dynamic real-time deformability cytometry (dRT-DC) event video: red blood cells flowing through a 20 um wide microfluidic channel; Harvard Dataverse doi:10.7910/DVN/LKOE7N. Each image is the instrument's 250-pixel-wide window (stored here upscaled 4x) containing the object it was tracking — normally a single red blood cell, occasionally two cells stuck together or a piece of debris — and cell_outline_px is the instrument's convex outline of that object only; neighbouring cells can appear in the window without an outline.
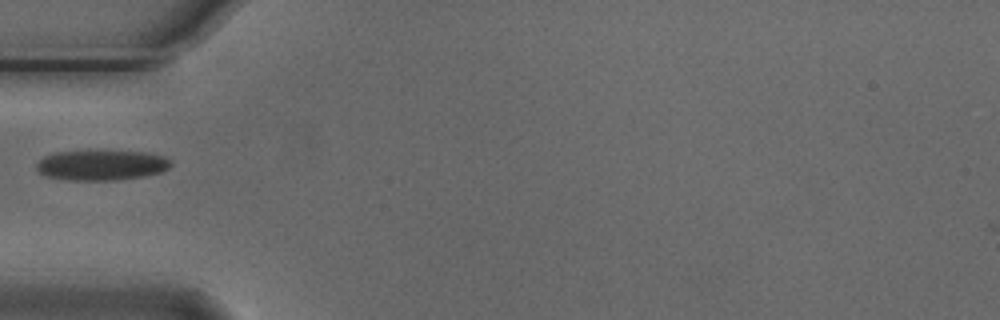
{"species": "Egyptian fruit bat (a non-hibernating species)", "species_latin": "Rousettus aegyptiacus", "temperature_condition": "cold", "stored_images_in_passage": 2, "camera_frame_rate_fps": 3000, "um_per_image_px": 0.085, "animal": {"sex": "male"}, "frame": {"image": 1, "passage_image": 1, "time_ms": 0.0, "image_size_px": [1000, 320], "cell_outline_px": [[172, 164], [168, 168], [160, 172], [144, 176], [116, 180], [68, 180], [48, 176], [40, 172], [36, 168], [36, 164], [44, 156], [56, 152], [104, 148], [148, 152], [164, 156], [172, 160]], "centroid_in_image_um": [8.66, 13.98], "position_along_channel_um": 76.3, "area_um2": 24.62}}
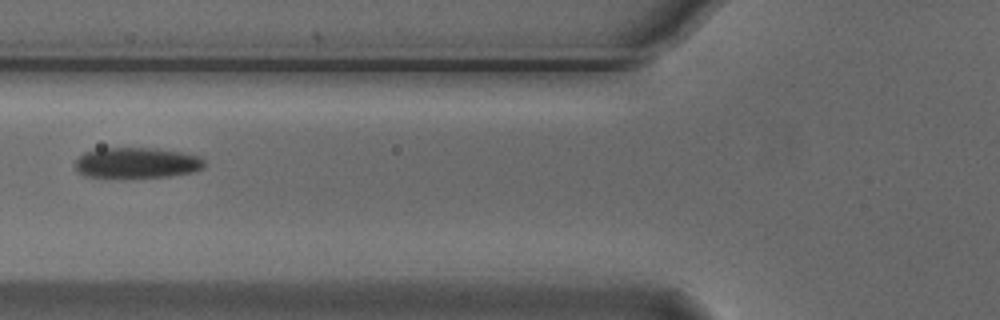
{"frame": {"image": 2, "passage_image": 2, "time_ms": 0.333, "image_size_px": [1000, 320], "cell_outline_px": [[204, 168], [196, 172], [168, 176], [84, 176], [76, 168], [76, 160], [84, 152], [100, 148], [152, 148], [180, 152], [200, 156], [204, 160]], "centroid_in_image_um": [11.67, 13.82], "position_along_channel_um": 114.1, "area_um2": 22.66}}